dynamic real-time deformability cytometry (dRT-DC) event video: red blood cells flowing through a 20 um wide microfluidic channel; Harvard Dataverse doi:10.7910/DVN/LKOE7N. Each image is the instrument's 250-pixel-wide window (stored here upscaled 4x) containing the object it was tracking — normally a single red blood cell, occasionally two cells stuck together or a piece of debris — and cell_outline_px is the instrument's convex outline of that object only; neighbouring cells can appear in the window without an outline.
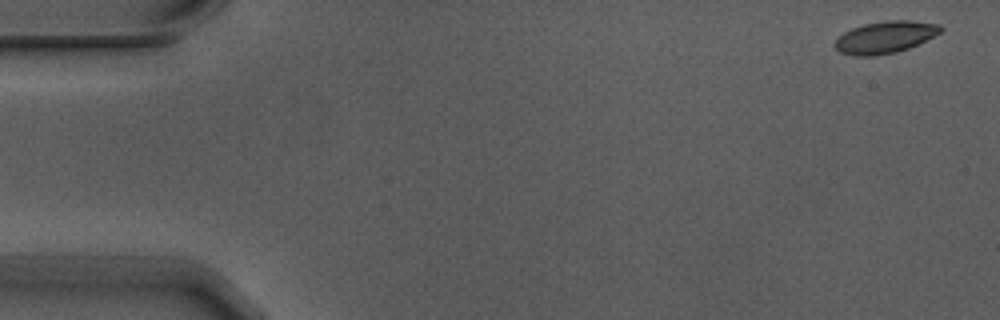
{"species": "Egyptian fruit bat (a non-hibernating species)", "species_latin": "Rousettus aegyptiacus", "temperature_condition": "warm", "stored_images_in_passage": 4, "camera_frame_rate_fps": 3000, "um_per_image_px": 0.085, "animal": {"sex": "male"}, "frame": {"image": 1, "passage_image": 1, "time_ms": 0.0, "image_size_px": [1000, 320], "cell_outline_px": [[944, 28], [940, 32], [908, 48], [896, 52], [876, 56], [852, 56], [840, 52], [832, 44], [844, 32], [852, 28], [864, 24], [884, 20], [908, 20], [940, 24]], "centroid_in_image_um": [75.2, 3.16], "position_along_channel_um": 9.8, "area_um2": 19.65}}